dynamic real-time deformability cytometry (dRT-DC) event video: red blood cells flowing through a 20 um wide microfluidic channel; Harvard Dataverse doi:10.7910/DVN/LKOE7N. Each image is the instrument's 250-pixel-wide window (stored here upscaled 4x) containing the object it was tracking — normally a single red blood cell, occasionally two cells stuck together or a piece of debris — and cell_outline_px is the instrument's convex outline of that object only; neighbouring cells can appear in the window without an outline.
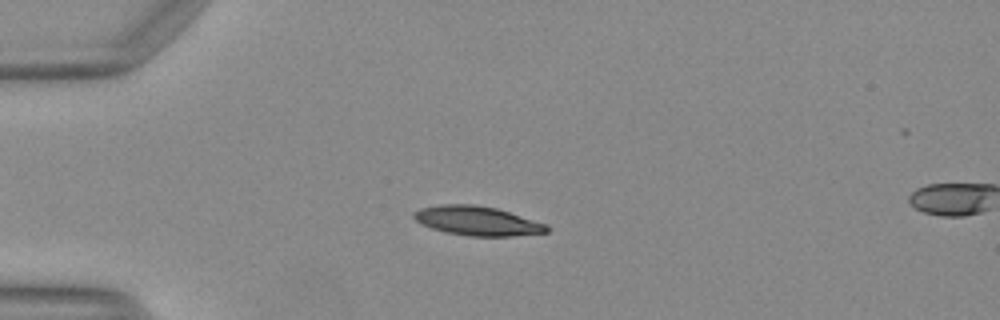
{"species": "Egyptian fruit bat (a non-hibernating species)", "species_latin": "Rousettus aegyptiacus", "temperature_condition": "warm", "stored_images_in_passage": 50, "camera_frame_rate_fps": 3000, "um_per_image_px": 0.085, "animal": {"sex": "female"}, "frame": {"image": 1, "passage_image": 13, "time_ms": 4.0, "image_size_px": [1000, 320], "cell_outline_px": [[548, 232], [512, 236], [468, 236], [444, 232], [420, 224], [412, 216], [412, 212], [420, 208], [444, 204], [472, 204], [496, 208], [548, 224]], "centroid_in_image_um": [40.54, 18.77], "position_along_channel_um": 44.5, "area_um2": 22.72}}
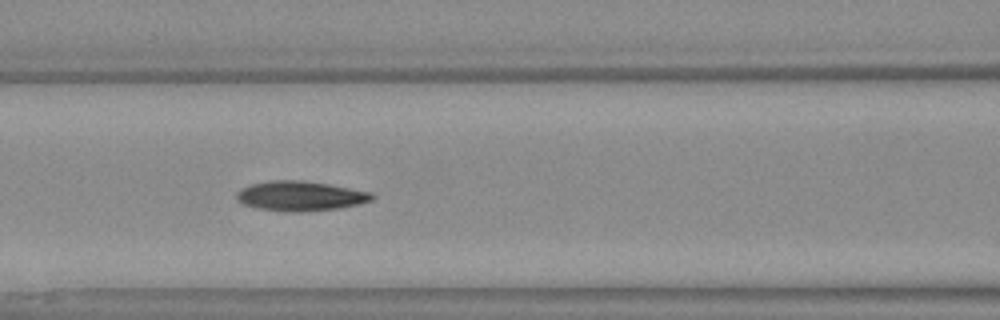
{"frame": {"image": 2, "passage_image": 22, "time_ms": 7.0, "image_size_px": [1000, 320], "cell_outline_px": [[376, 196], [372, 200], [356, 204], [336, 208], [300, 212], [292, 212], [256, 208], [244, 204], [236, 200], [236, 192], [240, 188], [252, 184], [272, 180], [304, 180], [328, 184], [372, 192]], "centroid_in_image_um": [25.5, 16.65], "position_along_channel_um": 141.1, "area_um2": 23.41}}
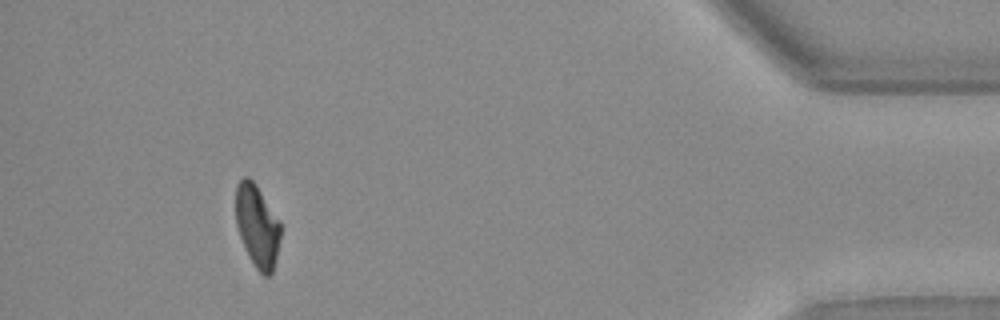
{"frame": {"image": 3, "passage_image": 46, "time_ms": 15.0, "image_size_px": [1000, 320], "cell_outline_px": [[280, 240], [272, 272], [268, 276], [264, 276], [256, 268], [240, 236], [236, 224], [236, 184], [244, 176], [248, 176], [256, 184], [280, 220]], "centroid_in_image_um": [21.87, 19.15], "position_along_channel_um": 413.3, "area_um2": 21.27}, "authors_computed_cell_mechanics": {"area_um2": 22.4264, "velocity_mm_per_s": 4.1482, "shape_relaxation_time_tau1_ms": 8.0015, "shape_relaxation_time_tau2_ms": 4.2085, "deformation_change_tau1": 0.2226, "deformation_change_tau2": 0.1195}}